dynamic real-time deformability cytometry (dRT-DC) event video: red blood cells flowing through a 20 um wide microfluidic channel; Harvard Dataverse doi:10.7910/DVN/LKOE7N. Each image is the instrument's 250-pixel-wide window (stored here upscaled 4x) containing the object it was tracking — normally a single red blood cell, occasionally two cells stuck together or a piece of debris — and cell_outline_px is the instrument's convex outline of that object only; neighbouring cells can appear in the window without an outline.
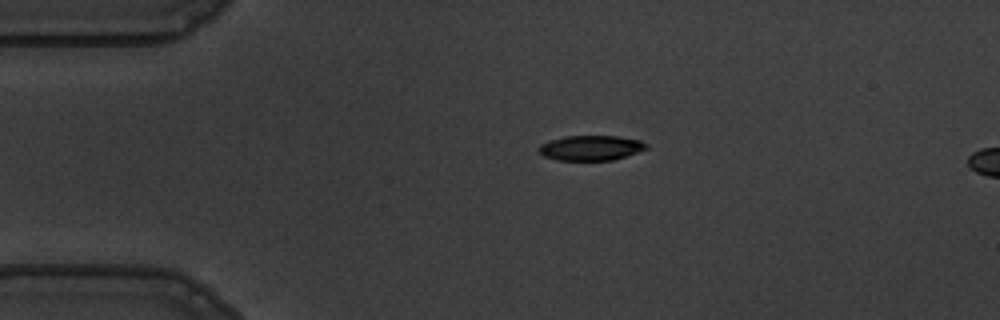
{"species": "common noctule bat (a hibernating species)", "species_latin": "Nyctalus noctula", "temperature_condition": "warm", "stored_images_in_passage": 5, "camera_frame_rate_fps": 3000, "um_per_image_px": 0.085, "animal": {"sex": "male", "body_mass_g": 19.5, "forearm_length_mm": 54.6}, "frame": {"image": 1, "passage_image": 1, "time_ms": 0.0, "image_size_px": [1000, 320], "cell_outline_px": [[648, 148], [612, 160], [556, 160], [544, 156], [536, 148], [540, 144], [548, 140], [564, 136], [616, 136], [640, 140], [648, 144]], "centroid_in_image_um": [50.17, 12.56], "position_along_channel_um": 34.8, "area_um2": 15.66}}